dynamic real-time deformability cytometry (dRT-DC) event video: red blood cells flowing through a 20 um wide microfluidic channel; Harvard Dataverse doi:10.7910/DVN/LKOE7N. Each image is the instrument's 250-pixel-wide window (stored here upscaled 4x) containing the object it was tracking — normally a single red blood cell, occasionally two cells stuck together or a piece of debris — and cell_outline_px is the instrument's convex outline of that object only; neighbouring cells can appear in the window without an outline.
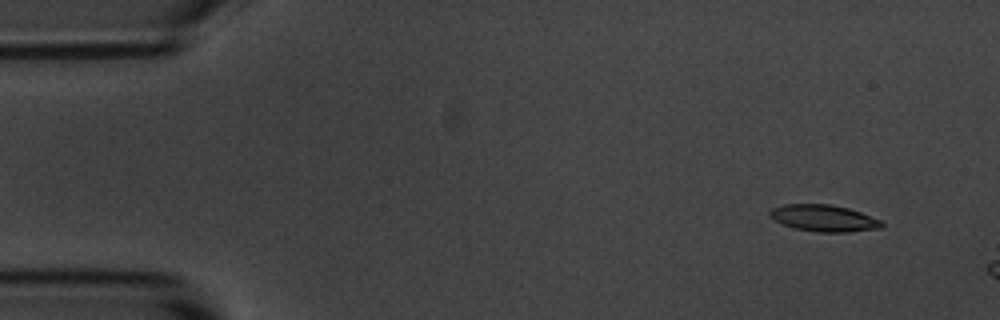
{"species": "common noctule bat (a hibernating species)", "species_latin": "Nyctalus noctula", "temperature_condition": "room temperature", "stored_images_in_passage": 5, "camera_frame_rate_fps": 3000, "um_per_image_px": 0.085, "animal": {"sex": "male", "body_mass_g": 20.1, "forearm_length_mm": 53.5}, "frame": {"image": 1, "passage_image": 2, "time_ms": 1.0, "image_size_px": [1000, 320], "cell_outline_px": [[884, 224], [880, 228], [848, 232], [820, 232], [796, 228], [784, 224], [768, 216], [768, 212], [772, 208], [784, 204], [832, 204], [848, 208], [860, 212], [880, 220]], "centroid_in_image_um": [70.01, 18.53], "position_along_channel_um": 15.0, "area_um2": 17.22}}